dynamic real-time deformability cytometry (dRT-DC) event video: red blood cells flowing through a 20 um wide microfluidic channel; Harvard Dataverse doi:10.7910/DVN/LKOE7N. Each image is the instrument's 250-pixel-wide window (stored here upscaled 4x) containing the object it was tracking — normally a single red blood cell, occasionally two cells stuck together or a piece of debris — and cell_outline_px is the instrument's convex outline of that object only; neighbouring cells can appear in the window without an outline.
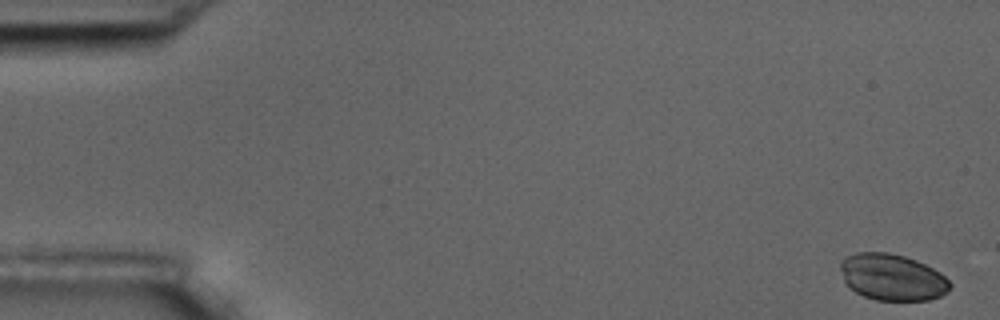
{"species": "common noctule bat (a hibernating species)", "species_latin": "Nyctalus noctula", "temperature_condition": "room temperature", "stored_images_in_passage": 15, "camera_frame_rate_fps": 3000, "um_per_image_px": 0.085, "animal": {"sex": "male", "body_mass_g": 17.5, "forearm_length_mm": 52.3}, "frame": {"image": 1, "passage_image": 1, "time_ms": 0.0, "image_size_px": [1000, 320], "cell_outline_px": [[952, 284], [948, 292], [940, 296], [928, 300], [876, 300], [864, 296], [856, 292], [844, 280], [840, 268], [840, 264], [844, 256], [856, 252], [888, 252], [904, 256], [916, 260], [940, 272]], "centroid_in_image_um": [75.84, 23.55], "position_along_channel_um": 9.2, "area_um2": 29.65}}
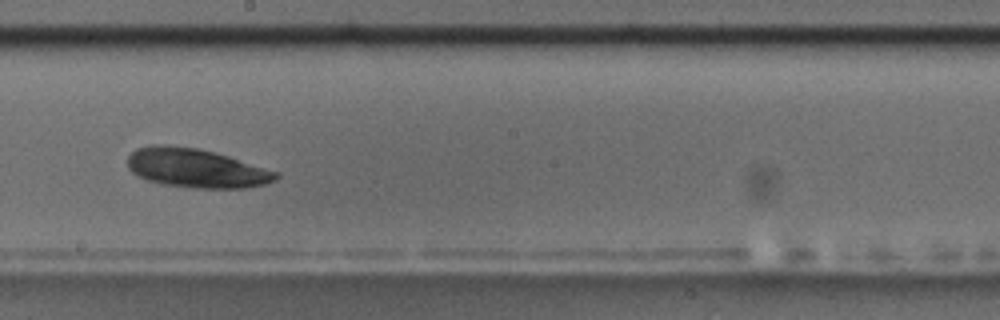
{"frame": {"image": 2, "passage_image": 9, "time_ms": 10.333, "image_size_px": [1000, 320], "cell_outline_px": [[280, 176], [276, 180], [264, 184], [244, 188], [196, 188], [164, 184], [148, 180], [136, 176], [128, 168], [128, 156], [136, 148], [152, 144], [168, 144], [200, 148], [216, 152], [280, 172]], "centroid_in_image_um": [16.67, 14.27], "position_along_channel_um": 231.5, "area_um2": 34.1}}
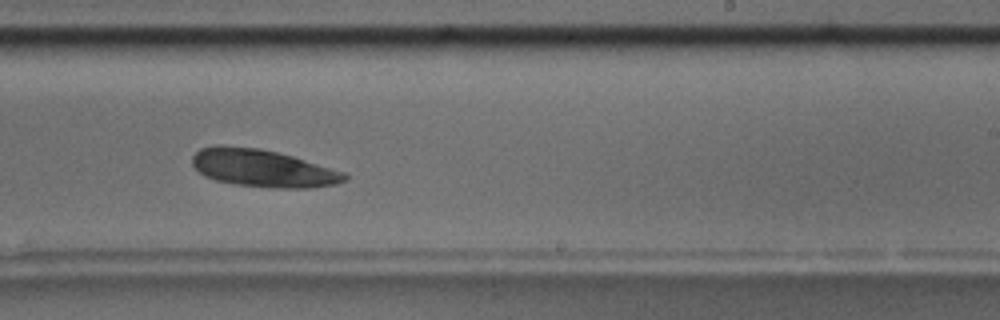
{"frame": {"image": 3, "passage_image": 10, "time_ms": 11.333, "image_size_px": [1000, 320], "cell_outline_px": [[348, 176], [344, 180], [336, 184], [312, 188], [272, 188], [232, 184], [216, 180], [204, 176], [192, 164], [192, 156], [200, 148], [216, 144], [220, 144], [260, 148], [292, 156], [348, 172]], "centroid_in_image_um": [22.34, 14.29], "position_along_channel_um": 266.7, "area_um2": 33.7}}